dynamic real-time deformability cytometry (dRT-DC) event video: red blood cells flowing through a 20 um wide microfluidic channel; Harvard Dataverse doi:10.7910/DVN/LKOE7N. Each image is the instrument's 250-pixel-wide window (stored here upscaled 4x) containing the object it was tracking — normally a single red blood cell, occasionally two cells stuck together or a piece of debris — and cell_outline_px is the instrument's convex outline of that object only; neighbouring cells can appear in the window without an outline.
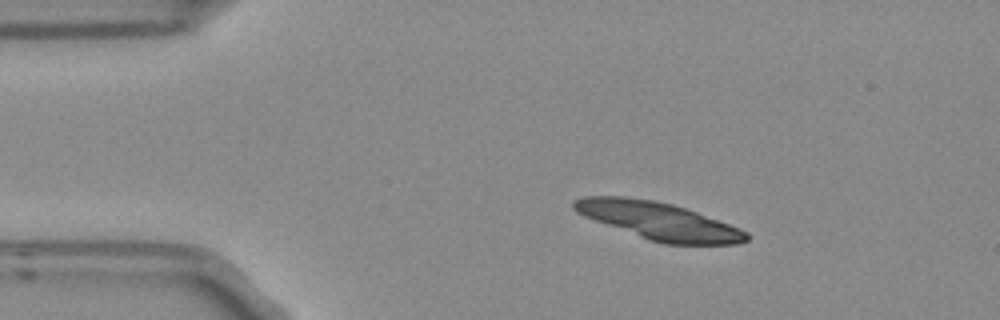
{"species": "Egyptian fruit bat (a non-hibernating species)", "species_latin": "Rousettus aegyptiacus", "temperature_condition": "room temperature", "stored_images_in_passage": 4, "camera_frame_rate_fps": 3000, "um_per_image_px": 0.085, "frame": {"image": 1, "passage_image": 1, "time_ms": 0.0, "image_size_px": [1000, 320], "cell_outline_px": [[748, 240], [736, 244], [664, 244], [648, 240], [584, 216], [576, 212], [572, 208], [572, 200], [584, 196], [624, 196], [652, 200], [672, 204], [696, 212], [740, 228], [748, 232]], "centroid_in_image_um": [55.95, 18.77], "position_along_channel_um": 29.0, "area_um2": 37.4}}